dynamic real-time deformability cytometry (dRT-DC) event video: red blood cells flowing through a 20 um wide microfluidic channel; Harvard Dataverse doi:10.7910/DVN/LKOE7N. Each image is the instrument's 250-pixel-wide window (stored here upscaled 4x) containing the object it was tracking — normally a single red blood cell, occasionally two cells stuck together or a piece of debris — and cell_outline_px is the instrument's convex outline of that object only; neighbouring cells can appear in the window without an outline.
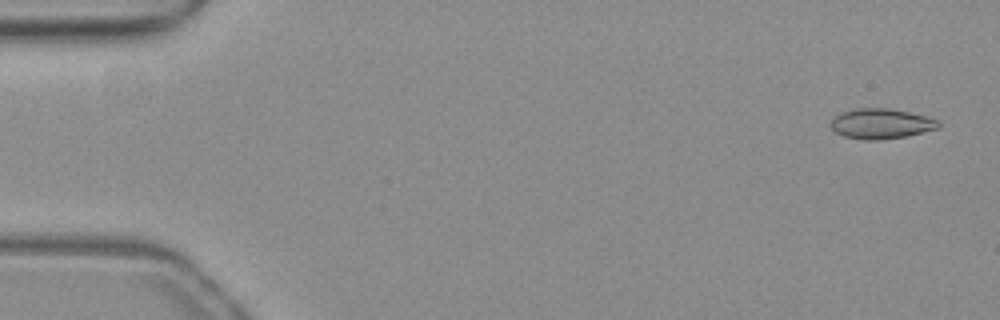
{"species": "common noctule bat (a hibernating species)", "species_latin": "Nyctalus noctula", "temperature_condition": "warm", "stored_images_in_passage": 52, "camera_frame_rate_fps": 3000, "um_per_image_px": 0.085, "animal": {"sex": "female", "body_mass_g": 19.3, "forearm_length_mm": 54.1}, "frame": {"image": 1, "passage_image": 2, "time_ms": 0.333, "image_size_px": [1000, 320], "cell_outline_px": [[940, 128], [908, 136], [880, 140], [864, 140], [844, 136], [836, 132], [828, 124], [840, 112], [856, 108], [888, 108], [908, 112], [940, 120]], "centroid_in_image_um": [74.9, 10.52], "position_along_channel_um": 10.1, "area_um2": 19.07}}
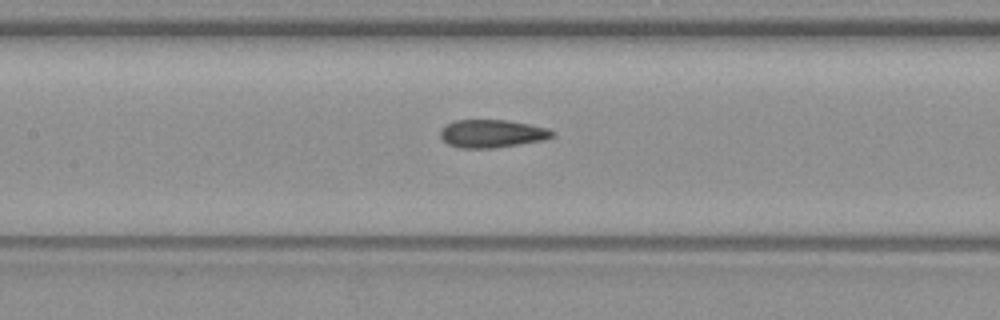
{"frame": {"image": 2, "passage_image": 24, "time_ms": 7.667, "image_size_px": [1000, 320], "cell_outline_px": [[556, 132], [552, 136], [544, 140], [496, 148], [460, 148], [448, 144], [440, 136], [440, 128], [456, 120], [504, 120], [528, 124], [548, 128]], "centroid_in_image_um": [41.81, 11.36], "position_along_channel_um": 165.6, "area_um2": 18.21}}
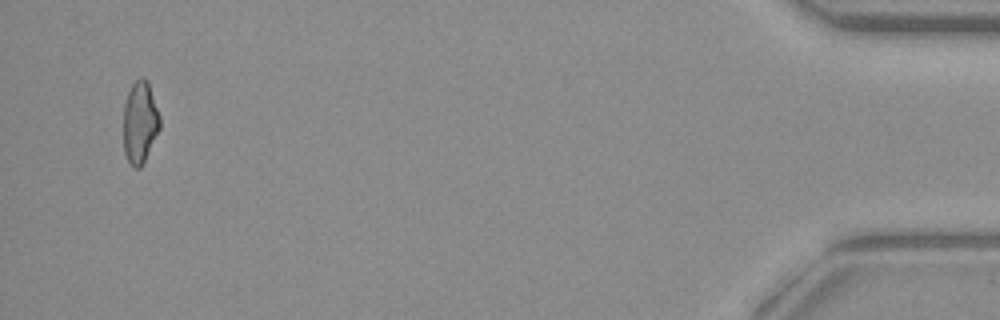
{"frame": {"image": 3, "passage_image": 50, "time_ms": 16.333, "image_size_px": [1000, 320], "cell_outline_px": [[160, 128], [144, 164], [140, 168], [132, 168], [124, 152], [124, 104], [128, 92], [132, 84], [140, 76], [144, 76], [148, 80], [160, 116]], "centroid_in_image_um": [11.91, 10.4], "position_along_channel_um": 423.3, "area_um2": 17.69}, "authors_computed_cell_mechanics": {"area_um2": 18.4093, "velocity_mm_per_s": 3.9816, "shape_relaxation_time_tau1_ms": null, "shape_relaxation_time_tau2_ms": 1.6385, "deformation_change_tau1": null, "deformation_change_tau2": 0.0716}}